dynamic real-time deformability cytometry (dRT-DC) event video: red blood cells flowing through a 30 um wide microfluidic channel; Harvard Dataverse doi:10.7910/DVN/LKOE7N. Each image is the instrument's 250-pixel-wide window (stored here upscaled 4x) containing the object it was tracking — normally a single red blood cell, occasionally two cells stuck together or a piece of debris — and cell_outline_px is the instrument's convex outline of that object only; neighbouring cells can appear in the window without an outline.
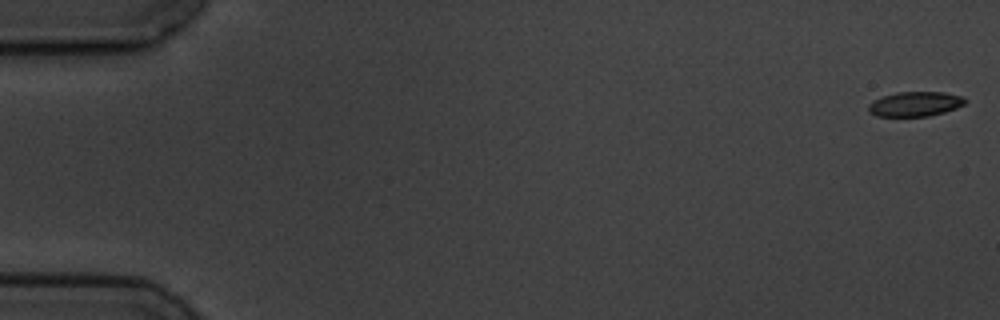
{"species": "common noctule bat (a hibernating species)", "species_latin": "Nyctalus noctula", "temperature_condition": "cold", "stored_images_in_passage": 6, "camera_frame_rate_fps": 3000, "um_per_image_px": 0.085, "animal": {"sex": "male", "body_mass_g": 19.5, "forearm_length_mm": 54.6}, "frame": {"image": 1, "passage_image": 1, "time_ms": 0.0, "image_size_px": [1000, 320], "cell_outline_px": [[968, 100], [964, 104], [956, 108], [944, 112], [928, 116], [876, 116], [868, 112], [868, 104], [872, 100], [896, 92], [944, 92], [964, 96]], "centroid_in_image_um": [77.79, 8.83], "position_along_channel_um": 7.2, "area_um2": 14.05}}
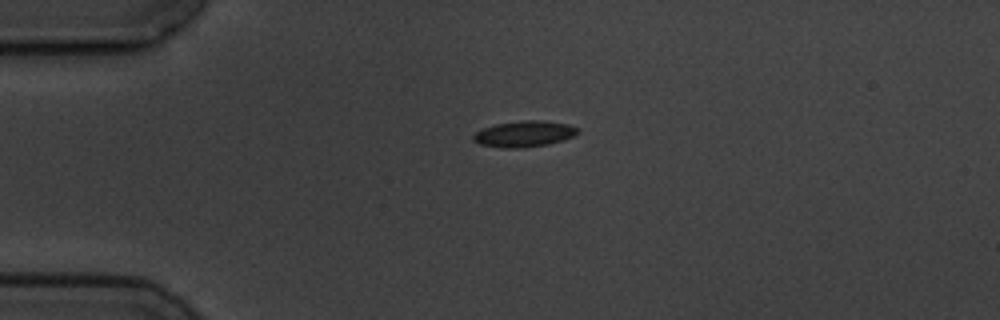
{"frame": {"image": 2, "passage_image": 4, "time_ms": 4.333, "image_size_px": [1000, 320], "cell_outline_px": [[580, 132], [564, 140], [548, 144], [520, 148], [504, 148], [480, 144], [472, 140], [472, 136], [476, 132], [484, 128], [496, 124], [524, 120], [544, 120], [568, 124], [580, 128]], "centroid_in_image_um": [44.59, 11.37], "position_along_channel_um": 40.4, "area_um2": 15.9}}
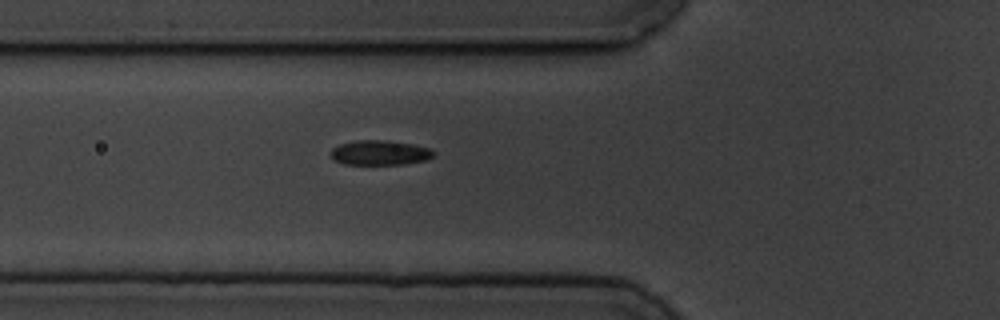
{"frame": {"image": 3, "passage_image": 6, "time_ms": 6.667, "image_size_px": [1000, 320], "cell_outline_px": [[436, 152], [432, 156], [424, 160], [400, 164], [344, 164], [336, 160], [332, 156], [332, 148], [340, 144], [356, 140], [384, 140], [416, 144], [432, 148]], "centroid_in_image_um": [32.33, 12.96], "position_along_channel_um": 93.5, "area_um2": 14.74}}